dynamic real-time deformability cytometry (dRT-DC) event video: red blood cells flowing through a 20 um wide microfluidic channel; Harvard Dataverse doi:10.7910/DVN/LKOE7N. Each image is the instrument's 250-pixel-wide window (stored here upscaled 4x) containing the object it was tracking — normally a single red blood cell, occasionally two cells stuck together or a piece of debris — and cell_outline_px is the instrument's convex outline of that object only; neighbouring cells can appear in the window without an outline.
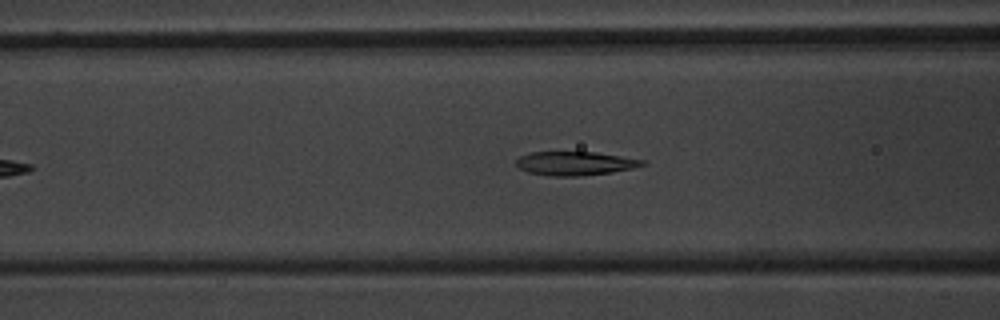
{"species": "common noctule bat (a hibernating species)", "species_latin": "Nyctalus noctula", "temperature_condition": "warm", "stored_images_in_passage": 36, "camera_frame_rate_fps": 3000, "um_per_image_px": 0.085, "animal": {"sex": "male", "body_mass_g": 20.1, "forearm_length_mm": 53.5}, "frame": {"image": 1, "passage_image": 13, "time_ms": 4.0, "image_size_px": [1000, 320], "cell_outline_px": [[648, 164], [632, 168], [612, 172], [580, 176], [552, 176], [528, 172], [512, 164], [520, 156], [532, 152], [596, 152], [644, 160]], "centroid_in_image_um": [48.86, 13.89], "position_along_channel_um": 117.7, "area_um2": 17.51}}
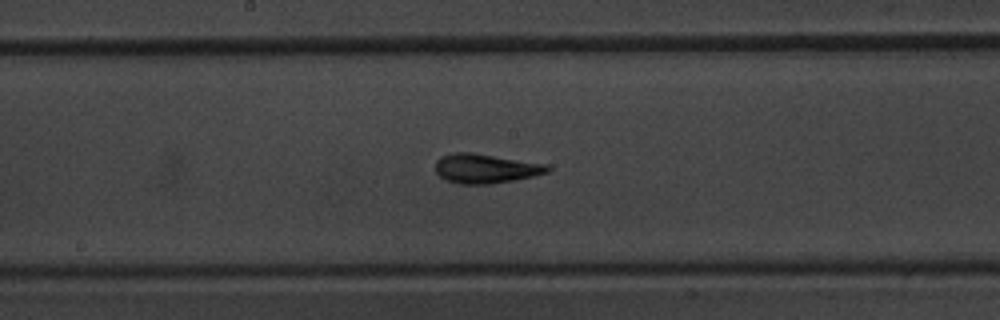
{"frame": {"image": 2, "passage_image": 20, "time_ms": 6.333, "image_size_px": [1000, 320], "cell_outline_px": [[552, 168], [548, 172], [532, 176], [492, 184], [456, 184], [444, 180], [436, 172], [436, 160], [440, 156], [452, 152], [472, 152], [548, 164]], "centroid_in_image_um": [41.24, 14.32], "position_along_channel_um": 207.0, "area_um2": 19.42}}
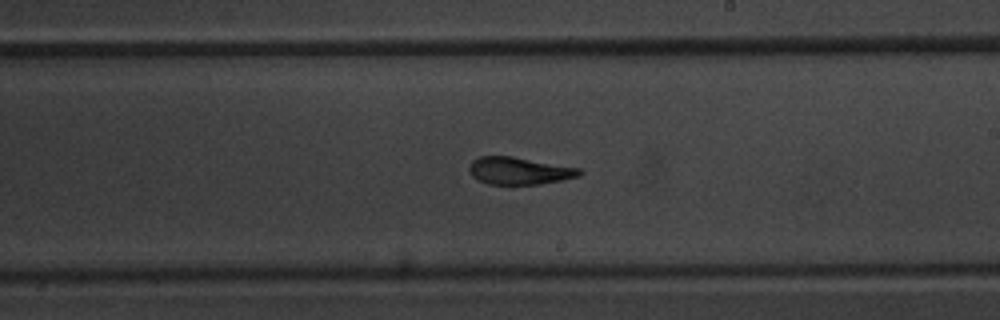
{"frame": {"image": 3, "passage_image": 23, "time_ms": 7.333, "image_size_px": [1000, 320], "cell_outline_px": [[584, 172], [580, 176], [540, 184], [488, 184], [472, 176], [468, 168], [472, 160], [480, 156], [512, 156], [580, 168]], "centroid_in_image_um": [44.14, 14.51], "position_along_channel_um": 244.9, "area_um2": 17.51}, "authors_computed_cell_mechanics": {"area_um2": 18.0336, "velocity_mm_per_s": 3.8177, "shape_relaxation_time_tau1_ms": 4.9044, "shape_relaxation_time_tau2_ms": 1.7779, "deformation_change_tau1": 0.1731, "deformation_change_tau2": 0.0988}}